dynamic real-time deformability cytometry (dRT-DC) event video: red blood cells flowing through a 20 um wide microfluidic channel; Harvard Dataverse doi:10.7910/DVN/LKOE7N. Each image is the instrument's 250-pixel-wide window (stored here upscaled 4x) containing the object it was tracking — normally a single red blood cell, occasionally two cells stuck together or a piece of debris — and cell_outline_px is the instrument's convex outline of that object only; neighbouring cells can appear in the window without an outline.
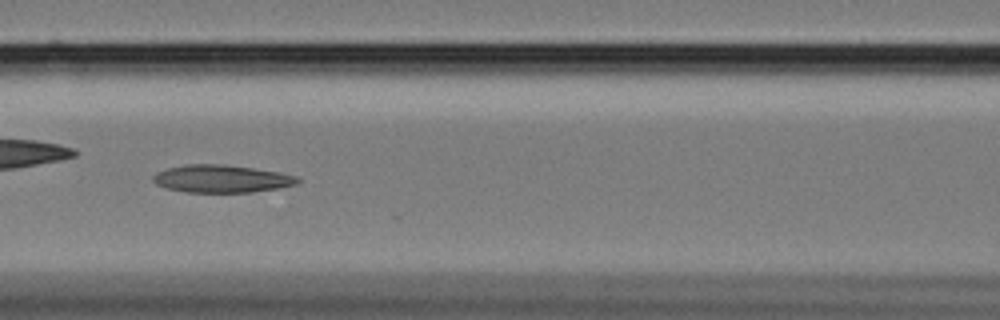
{"species": "Egyptian fruit bat (a non-hibernating species)", "species_latin": "Rousettus aegyptiacus", "temperature_condition": "cold", "stored_images_in_passage": 20, "camera_frame_rate_fps": 3000, "um_per_image_px": 0.085, "animal": {"sex": "female"}, "frame": {"image": 1, "passage_image": 11, "time_ms": 3.333, "image_size_px": [1000, 320], "cell_outline_px": [[300, 180], [296, 184], [276, 188], [252, 192], [184, 192], [168, 188], [156, 184], [152, 180], [152, 176], [156, 172], [168, 168], [184, 164], [224, 164], [280, 172], [296, 176]], "centroid_in_image_um": [18.79, 15.19], "position_along_channel_um": 147.8, "area_um2": 23.18}}